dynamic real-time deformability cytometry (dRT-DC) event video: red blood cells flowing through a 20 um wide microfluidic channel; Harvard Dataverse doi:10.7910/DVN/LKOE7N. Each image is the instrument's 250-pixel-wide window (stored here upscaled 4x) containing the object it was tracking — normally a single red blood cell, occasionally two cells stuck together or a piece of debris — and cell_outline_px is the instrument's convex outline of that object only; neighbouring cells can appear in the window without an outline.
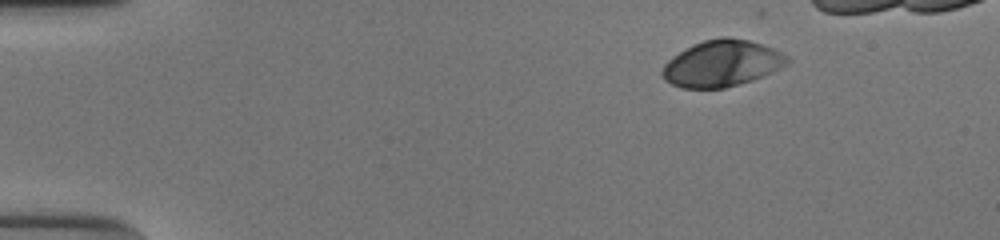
{"species": "human", "species_latin": "Homo sapiens", "temperature_condition": "cold", "stored_images_in_passage": 42, "camera_frame_rate_fps": 3000, "um_per_image_px": 0.085, "donor": {"sex": "male"}, "frame": {"image": 1, "passage_image": 1, "time_ms": 0.0, "image_size_px": [1000, 240], "cell_outline_px": [[792, 60], [788, 64], [764, 76], [752, 80], [724, 88], [680, 88], [664, 80], [660, 72], [664, 64], [672, 56], [704, 40], [720, 36], [728, 36], [748, 40], [772, 48], [788, 56]], "centroid_in_image_um": [61.36, 5.4], "position_along_channel_um": 23.6, "area_um2": 33.76}}
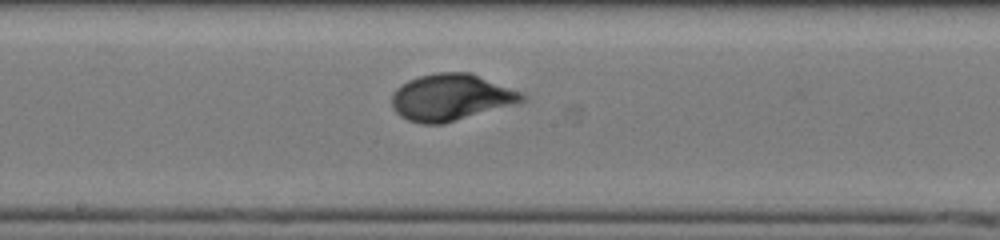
{"frame": {"image": 2, "passage_image": 23, "time_ms": 7.333, "image_size_px": [1000, 240], "cell_outline_px": [[528, 100], [520, 104], [444, 124], [420, 124], [408, 120], [400, 116], [392, 108], [392, 92], [400, 84], [408, 80], [420, 76], [436, 72], [468, 72], [520, 92], [528, 96]], "centroid_in_image_um": [38.35, 8.3], "position_along_channel_um": 209.9, "area_um2": 35.84}}
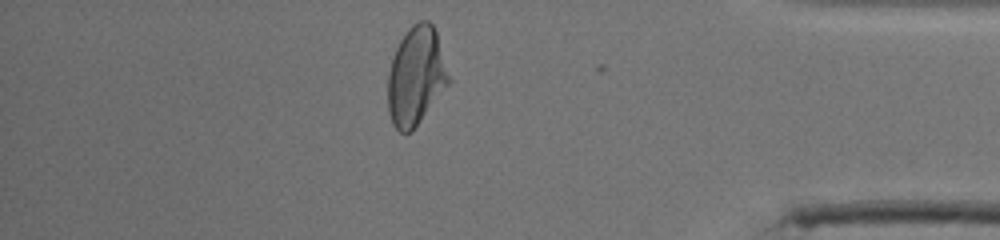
{"frame": {"image": 3, "passage_image": 40, "time_ms": 13.0, "image_size_px": [1000, 240], "cell_outline_px": [[452, 80], [412, 132], [400, 132], [392, 124], [388, 112], [388, 72], [396, 48], [400, 40], [408, 28], [412, 24], [420, 20], [428, 20], [432, 24], [436, 32]], "centroid_in_image_um": [35.37, 6.48], "position_along_channel_um": 399.8, "area_um2": 35.08}, "authors_computed_cell_mechanics": {"area_um2": 34.2176, "velocity_mm_per_s": 3.8599, "shape_relaxation_time_tau1_ms": 4.0463, "shape_relaxation_time_tau2_ms": null, "deformation_change_tau1": 0.1751, "deformation_change_tau2": null}}